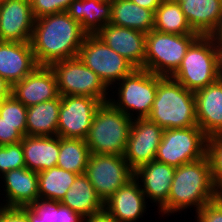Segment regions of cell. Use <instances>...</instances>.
Instances as JSON below:
<instances>
[{
    "instance_id": "42",
    "label": "cell",
    "mask_w": 222,
    "mask_h": 222,
    "mask_svg": "<svg viewBox=\"0 0 222 222\" xmlns=\"http://www.w3.org/2000/svg\"><path fill=\"white\" fill-rule=\"evenodd\" d=\"M214 44L220 50L222 48V18L221 21L218 23L216 29L209 35Z\"/></svg>"
},
{
    "instance_id": "22",
    "label": "cell",
    "mask_w": 222,
    "mask_h": 222,
    "mask_svg": "<svg viewBox=\"0 0 222 222\" xmlns=\"http://www.w3.org/2000/svg\"><path fill=\"white\" fill-rule=\"evenodd\" d=\"M26 168L37 173L56 166L60 150V137L23 136L20 141Z\"/></svg>"
},
{
    "instance_id": "19",
    "label": "cell",
    "mask_w": 222,
    "mask_h": 222,
    "mask_svg": "<svg viewBox=\"0 0 222 222\" xmlns=\"http://www.w3.org/2000/svg\"><path fill=\"white\" fill-rule=\"evenodd\" d=\"M38 66L30 41H0V76L11 85L21 81Z\"/></svg>"
},
{
    "instance_id": "38",
    "label": "cell",
    "mask_w": 222,
    "mask_h": 222,
    "mask_svg": "<svg viewBox=\"0 0 222 222\" xmlns=\"http://www.w3.org/2000/svg\"><path fill=\"white\" fill-rule=\"evenodd\" d=\"M0 222H29V220L20 207L0 206Z\"/></svg>"
},
{
    "instance_id": "23",
    "label": "cell",
    "mask_w": 222,
    "mask_h": 222,
    "mask_svg": "<svg viewBox=\"0 0 222 222\" xmlns=\"http://www.w3.org/2000/svg\"><path fill=\"white\" fill-rule=\"evenodd\" d=\"M180 6L191 29L200 36H209L222 18V0H186Z\"/></svg>"
},
{
    "instance_id": "3",
    "label": "cell",
    "mask_w": 222,
    "mask_h": 222,
    "mask_svg": "<svg viewBox=\"0 0 222 222\" xmlns=\"http://www.w3.org/2000/svg\"><path fill=\"white\" fill-rule=\"evenodd\" d=\"M147 118L164 130L197 126L194 92L171 77H163Z\"/></svg>"
},
{
    "instance_id": "2",
    "label": "cell",
    "mask_w": 222,
    "mask_h": 222,
    "mask_svg": "<svg viewBox=\"0 0 222 222\" xmlns=\"http://www.w3.org/2000/svg\"><path fill=\"white\" fill-rule=\"evenodd\" d=\"M219 195L212 180L211 163L206 155L176 167L168 199L157 213L162 217L173 216L178 212V215L187 213L189 209H195L196 213Z\"/></svg>"
},
{
    "instance_id": "30",
    "label": "cell",
    "mask_w": 222,
    "mask_h": 222,
    "mask_svg": "<svg viewBox=\"0 0 222 222\" xmlns=\"http://www.w3.org/2000/svg\"><path fill=\"white\" fill-rule=\"evenodd\" d=\"M90 154L85 140L60 137V150L56 166L75 174H84Z\"/></svg>"
},
{
    "instance_id": "34",
    "label": "cell",
    "mask_w": 222,
    "mask_h": 222,
    "mask_svg": "<svg viewBox=\"0 0 222 222\" xmlns=\"http://www.w3.org/2000/svg\"><path fill=\"white\" fill-rule=\"evenodd\" d=\"M26 167L21 142L0 146V177L14 169Z\"/></svg>"
},
{
    "instance_id": "21",
    "label": "cell",
    "mask_w": 222,
    "mask_h": 222,
    "mask_svg": "<svg viewBox=\"0 0 222 222\" xmlns=\"http://www.w3.org/2000/svg\"><path fill=\"white\" fill-rule=\"evenodd\" d=\"M197 125L209 138L222 134V77L194 92Z\"/></svg>"
},
{
    "instance_id": "29",
    "label": "cell",
    "mask_w": 222,
    "mask_h": 222,
    "mask_svg": "<svg viewBox=\"0 0 222 222\" xmlns=\"http://www.w3.org/2000/svg\"><path fill=\"white\" fill-rule=\"evenodd\" d=\"M77 175L58 166L39 172V198L61 201L74 183Z\"/></svg>"
},
{
    "instance_id": "36",
    "label": "cell",
    "mask_w": 222,
    "mask_h": 222,
    "mask_svg": "<svg viewBox=\"0 0 222 222\" xmlns=\"http://www.w3.org/2000/svg\"><path fill=\"white\" fill-rule=\"evenodd\" d=\"M195 214L196 222H222V195L206 203Z\"/></svg>"
},
{
    "instance_id": "12",
    "label": "cell",
    "mask_w": 222,
    "mask_h": 222,
    "mask_svg": "<svg viewBox=\"0 0 222 222\" xmlns=\"http://www.w3.org/2000/svg\"><path fill=\"white\" fill-rule=\"evenodd\" d=\"M103 102L89 96H61L57 135L85 140L94 115Z\"/></svg>"
},
{
    "instance_id": "17",
    "label": "cell",
    "mask_w": 222,
    "mask_h": 222,
    "mask_svg": "<svg viewBox=\"0 0 222 222\" xmlns=\"http://www.w3.org/2000/svg\"><path fill=\"white\" fill-rule=\"evenodd\" d=\"M3 185V195L0 206L23 207L33 203L39 198L38 173L28 168H18L4 173L0 177ZM4 198V199H3Z\"/></svg>"
},
{
    "instance_id": "4",
    "label": "cell",
    "mask_w": 222,
    "mask_h": 222,
    "mask_svg": "<svg viewBox=\"0 0 222 222\" xmlns=\"http://www.w3.org/2000/svg\"><path fill=\"white\" fill-rule=\"evenodd\" d=\"M162 78L148 70L136 68L109 90L112 93L109 94L108 102L132 120L147 118L153 107L158 82Z\"/></svg>"
},
{
    "instance_id": "35",
    "label": "cell",
    "mask_w": 222,
    "mask_h": 222,
    "mask_svg": "<svg viewBox=\"0 0 222 222\" xmlns=\"http://www.w3.org/2000/svg\"><path fill=\"white\" fill-rule=\"evenodd\" d=\"M73 0H30L34 18L66 11Z\"/></svg>"
},
{
    "instance_id": "1",
    "label": "cell",
    "mask_w": 222,
    "mask_h": 222,
    "mask_svg": "<svg viewBox=\"0 0 222 222\" xmlns=\"http://www.w3.org/2000/svg\"><path fill=\"white\" fill-rule=\"evenodd\" d=\"M87 34L66 11L35 19L30 40L39 66L75 58Z\"/></svg>"
},
{
    "instance_id": "31",
    "label": "cell",
    "mask_w": 222,
    "mask_h": 222,
    "mask_svg": "<svg viewBox=\"0 0 222 222\" xmlns=\"http://www.w3.org/2000/svg\"><path fill=\"white\" fill-rule=\"evenodd\" d=\"M0 116L4 121L15 125V128L26 136L27 107L12 94L4 98L0 105Z\"/></svg>"
},
{
    "instance_id": "11",
    "label": "cell",
    "mask_w": 222,
    "mask_h": 222,
    "mask_svg": "<svg viewBox=\"0 0 222 222\" xmlns=\"http://www.w3.org/2000/svg\"><path fill=\"white\" fill-rule=\"evenodd\" d=\"M85 174L103 202L134 176L124 156L112 154H90Z\"/></svg>"
},
{
    "instance_id": "7",
    "label": "cell",
    "mask_w": 222,
    "mask_h": 222,
    "mask_svg": "<svg viewBox=\"0 0 222 222\" xmlns=\"http://www.w3.org/2000/svg\"><path fill=\"white\" fill-rule=\"evenodd\" d=\"M199 34H169L156 30L146 33L145 70L171 77L181 65L190 45Z\"/></svg>"
},
{
    "instance_id": "39",
    "label": "cell",
    "mask_w": 222,
    "mask_h": 222,
    "mask_svg": "<svg viewBox=\"0 0 222 222\" xmlns=\"http://www.w3.org/2000/svg\"><path fill=\"white\" fill-rule=\"evenodd\" d=\"M84 217L67 206L60 204L57 212V222H83Z\"/></svg>"
},
{
    "instance_id": "6",
    "label": "cell",
    "mask_w": 222,
    "mask_h": 222,
    "mask_svg": "<svg viewBox=\"0 0 222 222\" xmlns=\"http://www.w3.org/2000/svg\"><path fill=\"white\" fill-rule=\"evenodd\" d=\"M132 119L109 102L97 109L85 141L91 154L124 156Z\"/></svg>"
},
{
    "instance_id": "44",
    "label": "cell",
    "mask_w": 222,
    "mask_h": 222,
    "mask_svg": "<svg viewBox=\"0 0 222 222\" xmlns=\"http://www.w3.org/2000/svg\"><path fill=\"white\" fill-rule=\"evenodd\" d=\"M219 54H220V71L222 76V48L219 50Z\"/></svg>"
},
{
    "instance_id": "8",
    "label": "cell",
    "mask_w": 222,
    "mask_h": 222,
    "mask_svg": "<svg viewBox=\"0 0 222 222\" xmlns=\"http://www.w3.org/2000/svg\"><path fill=\"white\" fill-rule=\"evenodd\" d=\"M77 57L99 76L109 90L136 69L130 61L112 50L96 34L85 36Z\"/></svg>"
},
{
    "instance_id": "32",
    "label": "cell",
    "mask_w": 222,
    "mask_h": 222,
    "mask_svg": "<svg viewBox=\"0 0 222 222\" xmlns=\"http://www.w3.org/2000/svg\"><path fill=\"white\" fill-rule=\"evenodd\" d=\"M60 201L38 198L33 203L20 207L27 215L29 222H57Z\"/></svg>"
},
{
    "instance_id": "37",
    "label": "cell",
    "mask_w": 222,
    "mask_h": 222,
    "mask_svg": "<svg viewBox=\"0 0 222 222\" xmlns=\"http://www.w3.org/2000/svg\"><path fill=\"white\" fill-rule=\"evenodd\" d=\"M23 135L15 128V125L3 120L0 116V146L19 143Z\"/></svg>"
},
{
    "instance_id": "26",
    "label": "cell",
    "mask_w": 222,
    "mask_h": 222,
    "mask_svg": "<svg viewBox=\"0 0 222 222\" xmlns=\"http://www.w3.org/2000/svg\"><path fill=\"white\" fill-rule=\"evenodd\" d=\"M61 96L27 107L26 135L56 136Z\"/></svg>"
},
{
    "instance_id": "27",
    "label": "cell",
    "mask_w": 222,
    "mask_h": 222,
    "mask_svg": "<svg viewBox=\"0 0 222 222\" xmlns=\"http://www.w3.org/2000/svg\"><path fill=\"white\" fill-rule=\"evenodd\" d=\"M154 13L131 0H112L110 23L149 33L154 27Z\"/></svg>"
},
{
    "instance_id": "15",
    "label": "cell",
    "mask_w": 222,
    "mask_h": 222,
    "mask_svg": "<svg viewBox=\"0 0 222 222\" xmlns=\"http://www.w3.org/2000/svg\"><path fill=\"white\" fill-rule=\"evenodd\" d=\"M96 35L136 68L145 69L146 33L108 23Z\"/></svg>"
},
{
    "instance_id": "28",
    "label": "cell",
    "mask_w": 222,
    "mask_h": 222,
    "mask_svg": "<svg viewBox=\"0 0 222 222\" xmlns=\"http://www.w3.org/2000/svg\"><path fill=\"white\" fill-rule=\"evenodd\" d=\"M153 29L169 34H198L191 29L180 4L172 0H163L155 10Z\"/></svg>"
},
{
    "instance_id": "45",
    "label": "cell",
    "mask_w": 222,
    "mask_h": 222,
    "mask_svg": "<svg viewBox=\"0 0 222 222\" xmlns=\"http://www.w3.org/2000/svg\"><path fill=\"white\" fill-rule=\"evenodd\" d=\"M172 1L177 2V3L180 4L181 2L186 1V0H172Z\"/></svg>"
},
{
    "instance_id": "40",
    "label": "cell",
    "mask_w": 222,
    "mask_h": 222,
    "mask_svg": "<svg viewBox=\"0 0 222 222\" xmlns=\"http://www.w3.org/2000/svg\"><path fill=\"white\" fill-rule=\"evenodd\" d=\"M83 222H117L105 210L92 216L84 217Z\"/></svg>"
},
{
    "instance_id": "20",
    "label": "cell",
    "mask_w": 222,
    "mask_h": 222,
    "mask_svg": "<svg viewBox=\"0 0 222 222\" xmlns=\"http://www.w3.org/2000/svg\"><path fill=\"white\" fill-rule=\"evenodd\" d=\"M176 168L153 160L134 171L141 190L149 202L159 209L168 199Z\"/></svg>"
},
{
    "instance_id": "41",
    "label": "cell",
    "mask_w": 222,
    "mask_h": 222,
    "mask_svg": "<svg viewBox=\"0 0 222 222\" xmlns=\"http://www.w3.org/2000/svg\"><path fill=\"white\" fill-rule=\"evenodd\" d=\"M131 1L139 5L140 7L150 9L155 12L157 7L161 4L163 0H131Z\"/></svg>"
},
{
    "instance_id": "13",
    "label": "cell",
    "mask_w": 222,
    "mask_h": 222,
    "mask_svg": "<svg viewBox=\"0 0 222 222\" xmlns=\"http://www.w3.org/2000/svg\"><path fill=\"white\" fill-rule=\"evenodd\" d=\"M164 129L148 118L132 120L124 159L134 172L155 160Z\"/></svg>"
},
{
    "instance_id": "24",
    "label": "cell",
    "mask_w": 222,
    "mask_h": 222,
    "mask_svg": "<svg viewBox=\"0 0 222 222\" xmlns=\"http://www.w3.org/2000/svg\"><path fill=\"white\" fill-rule=\"evenodd\" d=\"M67 14L79 22L87 35H95L110 23V0H73L66 10Z\"/></svg>"
},
{
    "instance_id": "25",
    "label": "cell",
    "mask_w": 222,
    "mask_h": 222,
    "mask_svg": "<svg viewBox=\"0 0 222 222\" xmlns=\"http://www.w3.org/2000/svg\"><path fill=\"white\" fill-rule=\"evenodd\" d=\"M83 217L92 216L104 210V202L94 190L86 174H78L74 183L60 201Z\"/></svg>"
},
{
    "instance_id": "9",
    "label": "cell",
    "mask_w": 222,
    "mask_h": 222,
    "mask_svg": "<svg viewBox=\"0 0 222 222\" xmlns=\"http://www.w3.org/2000/svg\"><path fill=\"white\" fill-rule=\"evenodd\" d=\"M49 67L55 75L60 96H89L103 103L108 102L109 89L78 57L56 61Z\"/></svg>"
},
{
    "instance_id": "14",
    "label": "cell",
    "mask_w": 222,
    "mask_h": 222,
    "mask_svg": "<svg viewBox=\"0 0 222 222\" xmlns=\"http://www.w3.org/2000/svg\"><path fill=\"white\" fill-rule=\"evenodd\" d=\"M34 23L30 0H0V41H30Z\"/></svg>"
},
{
    "instance_id": "10",
    "label": "cell",
    "mask_w": 222,
    "mask_h": 222,
    "mask_svg": "<svg viewBox=\"0 0 222 222\" xmlns=\"http://www.w3.org/2000/svg\"><path fill=\"white\" fill-rule=\"evenodd\" d=\"M207 141L198 125L165 129L155 160L175 168L199 160L207 155Z\"/></svg>"
},
{
    "instance_id": "43",
    "label": "cell",
    "mask_w": 222,
    "mask_h": 222,
    "mask_svg": "<svg viewBox=\"0 0 222 222\" xmlns=\"http://www.w3.org/2000/svg\"><path fill=\"white\" fill-rule=\"evenodd\" d=\"M12 85L0 76V97L2 99L11 95Z\"/></svg>"
},
{
    "instance_id": "33",
    "label": "cell",
    "mask_w": 222,
    "mask_h": 222,
    "mask_svg": "<svg viewBox=\"0 0 222 222\" xmlns=\"http://www.w3.org/2000/svg\"><path fill=\"white\" fill-rule=\"evenodd\" d=\"M207 155L212 169V180L217 192L222 194V134L208 138Z\"/></svg>"
},
{
    "instance_id": "18",
    "label": "cell",
    "mask_w": 222,
    "mask_h": 222,
    "mask_svg": "<svg viewBox=\"0 0 222 222\" xmlns=\"http://www.w3.org/2000/svg\"><path fill=\"white\" fill-rule=\"evenodd\" d=\"M11 94L26 107L59 96L56 78L49 66H38L21 81L14 83Z\"/></svg>"
},
{
    "instance_id": "16",
    "label": "cell",
    "mask_w": 222,
    "mask_h": 222,
    "mask_svg": "<svg viewBox=\"0 0 222 222\" xmlns=\"http://www.w3.org/2000/svg\"><path fill=\"white\" fill-rule=\"evenodd\" d=\"M148 204L139 181L133 176L104 202V210L117 222H139L150 208Z\"/></svg>"
},
{
    "instance_id": "5",
    "label": "cell",
    "mask_w": 222,
    "mask_h": 222,
    "mask_svg": "<svg viewBox=\"0 0 222 222\" xmlns=\"http://www.w3.org/2000/svg\"><path fill=\"white\" fill-rule=\"evenodd\" d=\"M220 54L210 36H199L188 48L171 76L187 90L196 92L220 79Z\"/></svg>"
}]
</instances>
